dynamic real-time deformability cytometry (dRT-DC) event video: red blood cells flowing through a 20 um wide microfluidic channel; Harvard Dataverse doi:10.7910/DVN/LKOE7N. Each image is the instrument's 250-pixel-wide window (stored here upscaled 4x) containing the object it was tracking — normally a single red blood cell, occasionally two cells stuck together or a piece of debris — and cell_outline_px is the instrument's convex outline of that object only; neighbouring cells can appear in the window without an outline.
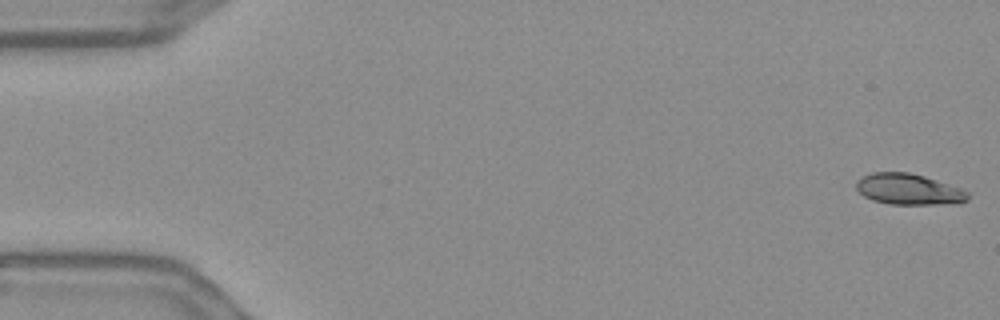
{"species": "Egyptian fruit bat (a non-hibernating species)", "species_latin": "Rousettus aegyptiacus", "temperature_condition": "warm", "stored_images_in_passage": 11, "camera_frame_rate_fps": 3000, "um_per_image_px": 0.085, "frame": {"image": 1, "passage_image": 1, "time_ms": 0.0, "image_size_px": [1000, 320], "cell_outline_px": [[968, 200], [960, 204], [892, 204], [872, 200], [864, 196], [856, 188], [856, 180], [860, 176], [872, 172], [908, 172], [924, 176], [960, 188], [968, 192]], "centroid_in_image_um": [77.23, 16.09], "position_along_channel_um": 7.8, "area_um2": 20.23}}